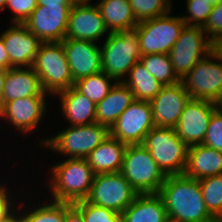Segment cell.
I'll use <instances>...</instances> for the list:
<instances>
[{
    "instance_id": "6da1fadb",
    "label": "cell",
    "mask_w": 222,
    "mask_h": 222,
    "mask_svg": "<svg viewBox=\"0 0 222 222\" xmlns=\"http://www.w3.org/2000/svg\"><path fill=\"white\" fill-rule=\"evenodd\" d=\"M158 194L169 218L179 222H214L206 208L199 180L184 174L167 176Z\"/></svg>"
},
{
    "instance_id": "7a4b0ae2",
    "label": "cell",
    "mask_w": 222,
    "mask_h": 222,
    "mask_svg": "<svg viewBox=\"0 0 222 222\" xmlns=\"http://www.w3.org/2000/svg\"><path fill=\"white\" fill-rule=\"evenodd\" d=\"M50 169L54 201L74 204L88 198L95 174L85 158H67Z\"/></svg>"
},
{
    "instance_id": "3957f363",
    "label": "cell",
    "mask_w": 222,
    "mask_h": 222,
    "mask_svg": "<svg viewBox=\"0 0 222 222\" xmlns=\"http://www.w3.org/2000/svg\"><path fill=\"white\" fill-rule=\"evenodd\" d=\"M31 68L48 94L55 95L75 84L61 42H42Z\"/></svg>"
},
{
    "instance_id": "277c9868",
    "label": "cell",
    "mask_w": 222,
    "mask_h": 222,
    "mask_svg": "<svg viewBox=\"0 0 222 222\" xmlns=\"http://www.w3.org/2000/svg\"><path fill=\"white\" fill-rule=\"evenodd\" d=\"M120 173L138 194L159 193L167 177L142 144L126 146Z\"/></svg>"
},
{
    "instance_id": "5b68a950",
    "label": "cell",
    "mask_w": 222,
    "mask_h": 222,
    "mask_svg": "<svg viewBox=\"0 0 222 222\" xmlns=\"http://www.w3.org/2000/svg\"><path fill=\"white\" fill-rule=\"evenodd\" d=\"M142 145L166 176L183 174L187 163L188 146L178 137L175 128L154 127Z\"/></svg>"
},
{
    "instance_id": "8992f818",
    "label": "cell",
    "mask_w": 222,
    "mask_h": 222,
    "mask_svg": "<svg viewBox=\"0 0 222 222\" xmlns=\"http://www.w3.org/2000/svg\"><path fill=\"white\" fill-rule=\"evenodd\" d=\"M138 36L134 31L110 32L101 48L102 71L122 82L141 58Z\"/></svg>"
},
{
    "instance_id": "52a82bcc",
    "label": "cell",
    "mask_w": 222,
    "mask_h": 222,
    "mask_svg": "<svg viewBox=\"0 0 222 222\" xmlns=\"http://www.w3.org/2000/svg\"><path fill=\"white\" fill-rule=\"evenodd\" d=\"M110 135V129L97 122L88 125L68 126L53 138L41 140L43 146L68 158H86Z\"/></svg>"
},
{
    "instance_id": "ba28073f",
    "label": "cell",
    "mask_w": 222,
    "mask_h": 222,
    "mask_svg": "<svg viewBox=\"0 0 222 222\" xmlns=\"http://www.w3.org/2000/svg\"><path fill=\"white\" fill-rule=\"evenodd\" d=\"M185 26L181 17L169 13L138 23L133 31L138 36L141 55L168 54Z\"/></svg>"
},
{
    "instance_id": "9c48e42d",
    "label": "cell",
    "mask_w": 222,
    "mask_h": 222,
    "mask_svg": "<svg viewBox=\"0 0 222 222\" xmlns=\"http://www.w3.org/2000/svg\"><path fill=\"white\" fill-rule=\"evenodd\" d=\"M138 192L119 173L94 175L89 203L122 213L138 196Z\"/></svg>"
},
{
    "instance_id": "30bf717a",
    "label": "cell",
    "mask_w": 222,
    "mask_h": 222,
    "mask_svg": "<svg viewBox=\"0 0 222 222\" xmlns=\"http://www.w3.org/2000/svg\"><path fill=\"white\" fill-rule=\"evenodd\" d=\"M211 50V41L200 26H185L168 53L180 80Z\"/></svg>"
},
{
    "instance_id": "8fae6325",
    "label": "cell",
    "mask_w": 222,
    "mask_h": 222,
    "mask_svg": "<svg viewBox=\"0 0 222 222\" xmlns=\"http://www.w3.org/2000/svg\"><path fill=\"white\" fill-rule=\"evenodd\" d=\"M181 81L191 99L214 103L222 86V63L210 52Z\"/></svg>"
},
{
    "instance_id": "7c38bea8",
    "label": "cell",
    "mask_w": 222,
    "mask_h": 222,
    "mask_svg": "<svg viewBox=\"0 0 222 222\" xmlns=\"http://www.w3.org/2000/svg\"><path fill=\"white\" fill-rule=\"evenodd\" d=\"M154 127L149 101L135 100L110 128V135L126 145L142 144Z\"/></svg>"
},
{
    "instance_id": "4fadbf2b",
    "label": "cell",
    "mask_w": 222,
    "mask_h": 222,
    "mask_svg": "<svg viewBox=\"0 0 222 222\" xmlns=\"http://www.w3.org/2000/svg\"><path fill=\"white\" fill-rule=\"evenodd\" d=\"M71 8L72 5H37L24 24L42 42H62Z\"/></svg>"
},
{
    "instance_id": "5bb4252c",
    "label": "cell",
    "mask_w": 222,
    "mask_h": 222,
    "mask_svg": "<svg viewBox=\"0 0 222 222\" xmlns=\"http://www.w3.org/2000/svg\"><path fill=\"white\" fill-rule=\"evenodd\" d=\"M216 109L213 102L190 99L175 127L178 137L188 147L202 144L212 113Z\"/></svg>"
},
{
    "instance_id": "9a60e30c",
    "label": "cell",
    "mask_w": 222,
    "mask_h": 222,
    "mask_svg": "<svg viewBox=\"0 0 222 222\" xmlns=\"http://www.w3.org/2000/svg\"><path fill=\"white\" fill-rule=\"evenodd\" d=\"M190 99L182 81L163 86L149 101L155 127L175 128Z\"/></svg>"
},
{
    "instance_id": "2e32d148",
    "label": "cell",
    "mask_w": 222,
    "mask_h": 222,
    "mask_svg": "<svg viewBox=\"0 0 222 222\" xmlns=\"http://www.w3.org/2000/svg\"><path fill=\"white\" fill-rule=\"evenodd\" d=\"M90 0H77L70 10L66 38L95 42L110 33L98 7Z\"/></svg>"
},
{
    "instance_id": "e0dca14e",
    "label": "cell",
    "mask_w": 222,
    "mask_h": 222,
    "mask_svg": "<svg viewBox=\"0 0 222 222\" xmlns=\"http://www.w3.org/2000/svg\"><path fill=\"white\" fill-rule=\"evenodd\" d=\"M61 43L74 83L102 71L101 48L96 42L65 38Z\"/></svg>"
},
{
    "instance_id": "ac0fdd59",
    "label": "cell",
    "mask_w": 222,
    "mask_h": 222,
    "mask_svg": "<svg viewBox=\"0 0 222 222\" xmlns=\"http://www.w3.org/2000/svg\"><path fill=\"white\" fill-rule=\"evenodd\" d=\"M1 33L11 68L31 67L42 41L24 23H12Z\"/></svg>"
},
{
    "instance_id": "d6986e66",
    "label": "cell",
    "mask_w": 222,
    "mask_h": 222,
    "mask_svg": "<svg viewBox=\"0 0 222 222\" xmlns=\"http://www.w3.org/2000/svg\"><path fill=\"white\" fill-rule=\"evenodd\" d=\"M46 107V96L19 98L2 105L0 118L10 121L21 133H29L43 119Z\"/></svg>"
},
{
    "instance_id": "ffe728a7",
    "label": "cell",
    "mask_w": 222,
    "mask_h": 222,
    "mask_svg": "<svg viewBox=\"0 0 222 222\" xmlns=\"http://www.w3.org/2000/svg\"><path fill=\"white\" fill-rule=\"evenodd\" d=\"M40 83L39 76L31 67L7 69L4 80L2 105L19 98L47 96Z\"/></svg>"
},
{
    "instance_id": "44dd1931",
    "label": "cell",
    "mask_w": 222,
    "mask_h": 222,
    "mask_svg": "<svg viewBox=\"0 0 222 222\" xmlns=\"http://www.w3.org/2000/svg\"><path fill=\"white\" fill-rule=\"evenodd\" d=\"M184 175L201 180L222 174V152L203 144L188 147Z\"/></svg>"
},
{
    "instance_id": "7402d4cb",
    "label": "cell",
    "mask_w": 222,
    "mask_h": 222,
    "mask_svg": "<svg viewBox=\"0 0 222 222\" xmlns=\"http://www.w3.org/2000/svg\"><path fill=\"white\" fill-rule=\"evenodd\" d=\"M126 144L109 135L85 159L94 174L121 172Z\"/></svg>"
},
{
    "instance_id": "603a6c76",
    "label": "cell",
    "mask_w": 222,
    "mask_h": 222,
    "mask_svg": "<svg viewBox=\"0 0 222 222\" xmlns=\"http://www.w3.org/2000/svg\"><path fill=\"white\" fill-rule=\"evenodd\" d=\"M62 114L71 126L88 125L96 122V104L80 93L74 86L60 91Z\"/></svg>"
},
{
    "instance_id": "cb8c5ba5",
    "label": "cell",
    "mask_w": 222,
    "mask_h": 222,
    "mask_svg": "<svg viewBox=\"0 0 222 222\" xmlns=\"http://www.w3.org/2000/svg\"><path fill=\"white\" fill-rule=\"evenodd\" d=\"M134 101L130 88L123 82H116L107 96L96 104V122L110 129Z\"/></svg>"
},
{
    "instance_id": "d4e9b609",
    "label": "cell",
    "mask_w": 222,
    "mask_h": 222,
    "mask_svg": "<svg viewBox=\"0 0 222 222\" xmlns=\"http://www.w3.org/2000/svg\"><path fill=\"white\" fill-rule=\"evenodd\" d=\"M123 222H165L168 218L162 197L139 194L122 213Z\"/></svg>"
},
{
    "instance_id": "484cf974",
    "label": "cell",
    "mask_w": 222,
    "mask_h": 222,
    "mask_svg": "<svg viewBox=\"0 0 222 222\" xmlns=\"http://www.w3.org/2000/svg\"><path fill=\"white\" fill-rule=\"evenodd\" d=\"M96 6L109 32H130L138 25L129 0H101Z\"/></svg>"
},
{
    "instance_id": "4316f807",
    "label": "cell",
    "mask_w": 222,
    "mask_h": 222,
    "mask_svg": "<svg viewBox=\"0 0 222 222\" xmlns=\"http://www.w3.org/2000/svg\"><path fill=\"white\" fill-rule=\"evenodd\" d=\"M127 76L122 82L130 88L135 100L150 101L164 86L146 70L141 61L135 63Z\"/></svg>"
},
{
    "instance_id": "83f0119b",
    "label": "cell",
    "mask_w": 222,
    "mask_h": 222,
    "mask_svg": "<svg viewBox=\"0 0 222 222\" xmlns=\"http://www.w3.org/2000/svg\"><path fill=\"white\" fill-rule=\"evenodd\" d=\"M103 71L75 82L74 87L95 104L101 102L116 82ZM111 81H113L111 83Z\"/></svg>"
},
{
    "instance_id": "f1b7e54d",
    "label": "cell",
    "mask_w": 222,
    "mask_h": 222,
    "mask_svg": "<svg viewBox=\"0 0 222 222\" xmlns=\"http://www.w3.org/2000/svg\"><path fill=\"white\" fill-rule=\"evenodd\" d=\"M140 61L146 70L164 86L181 81L173 69L168 54L142 55Z\"/></svg>"
},
{
    "instance_id": "f546056e",
    "label": "cell",
    "mask_w": 222,
    "mask_h": 222,
    "mask_svg": "<svg viewBox=\"0 0 222 222\" xmlns=\"http://www.w3.org/2000/svg\"><path fill=\"white\" fill-rule=\"evenodd\" d=\"M26 213L21 214L22 222H65L66 203L53 201Z\"/></svg>"
},
{
    "instance_id": "4dcf8cb0",
    "label": "cell",
    "mask_w": 222,
    "mask_h": 222,
    "mask_svg": "<svg viewBox=\"0 0 222 222\" xmlns=\"http://www.w3.org/2000/svg\"><path fill=\"white\" fill-rule=\"evenodd\" d=\"M205 205L215 218L222 212V174L199 180Z\"/></svg>"
},
{
    "instance_id": "1f68e13d",
    "label": "cell",
    "mask_w": 222,
    "mask_h": 222,
    "mask_svg": "<svg viewBox=\"0 0 222 222\" xmlns=\"http://www.w3.org/2000/svg\"><path fill=\"white\" fill-rule=\"evenodd\" d=\"M135 20L140 23L165 15L171 10V0H129Z\"/></svg>"
},
{
    "instance_id": "d6a6232c",
    "label": "cell",
    "mask_w": 222,
    "mask_h": 222,
    "mask_svg": "<svg viewBox=\"0 0 222 222\" xmlns=\"http://www.w3.org/2000/svg\"><path fill=\"white\" fill-rule=\"evenodd\" d=\"M83 215L85 222H123L122 214L82 200L73 204Z\"/></svg>"
},
{
    "instance_id": "836d02e7",
    "label": "cell",
    "mask_w": 222,
    "mask_h": 222,
    "mask_svg": "<svg viewBox=\"0 0 222 222\" xmlns=\"http://www.w3.org/2000/svg\"><path fill=\"white\" fill-rule=\"evenodd\" d=\"M186 10L189 15L180 16L186 26L203 27L208 20L213 5L205 0H186Z\"/></svg>"
},
{
    "instance_id": "e575fe53",
    "label": "cell",
    "mask_w": 222,
    "mask_h": 222,
    "mask_svg": "<svg viewBox=\"0 0 222 222\" xmlns=\"http://www.w3.org/2000/svg\"><path fill=\"white\" fill-rule=\"evenodd\" d=\"M202 144L222 152V109L217 108L212 113Z\"/></svg>"
},
{
    "instance_id": "d590c367",
    "label": "cell",
    "mask_w": 222,
    "mask_h": 222,
    "mask_svg": "<svg viewBox=\"0 0 222 222\" xmlns=\"http://www.w3.org/2000/svg\"><path fill=\"white\" fill-rule=\"evenodd\" d=\"M6 7L14 12L12 23H24L37 7V0H7Z\"/></svg>"
},
{
    "instance_id": "8d00e7d4",
    "label": "cell",
    "mask_w": 222,
    "mask_h": 222,
    "mask_svg": "<svg viewBox=\"0 0 222 222\" xmlns=\"http://www.w3.org/2000/svg\"><path fill=\"white\" fill-rule=\"evenodd\" d=\"M202 28L210 41L222 35V1L213 6L208 20Z\"/></svg>"
},
{
    "instance_id": "74e56055",
    "label": "cell",
    "mask_w": 222,
    "mask_h": 222,
    "mask_svg": "<svg viewBox=\"0 0 222 222\" xmlns=\"http://www.w3.org/2000/svg\"><path fill=\"white\" fill-rule=\"evenodd\" d=\"M8 188L6 189V186L0 185V222L5 221L8 219L11 215H13L15 212L12 205L14 202L11 203L8 193Z\"/></svg>"
},
{
    "instance_id": "f35d334b",
    "label": "cell",
    "mask_w": 222,
    "mask_h": 222,
    "mask_svg": "<svg viewBox=\"0 0 222 222\" xmlns=\"http://www.w3.org/2000/svg\"><path fill=\"white\" fill-rule=\"evenodd\" d=\"M65 222H85L82 213L70 203H66V220Z\"/></svg>"
},
{
    "instance_id": "ab89813d",
    "label": "cell",
    "mask_w": 222,
    "mask_h": 222,
    "mask_svg": "<svg viewBox=\"0 0 222 222\" xmlns=\"http://www.w3.org/2000/svg\"><path fill=\"white\" fill-rule=\"evenodd\" d=\"M210 52L222 63V35L211 41Z\"/></svg>"
},
{
    "instance_id": "60d3db41",
    "label": "cell",
    "mask_w": 222,
    "mask_h": 222,
    "mask_svg": "<svg viewBox=\"0 0 222 222\" xmlns=\"http://www.w3.org/2000/svg\"><path fill=\"white\" fill-rule=\"evenodd\" d=\"M0 68L6 70L11 68V63L9 62V57L3 44L2 35H0Z\"/></svg>"
},
{
    "instance_id": "b9f144b4",
    "label": "cell",
    "mask_w": 222,
    "mask_h": 222,
    "mask_svg": "<svg viewBox=\"0 0 222 222\" xmlns=\"http://www.w3.org/2000/svg\"><path fill=\"white\" fill-rule=\"evenodd\" d=\"M77 0H37V5H73Z\"/></svg>"
},
{
    "instance_id": "7bdbcfd3",
    "label": "cell",
    "mask_w": 222,
    "mask_h": 222,
    "mask_svg": "<svg viewBox=\"0 0 222 222\" xmlns=\"http://www.w3.org/2000/svg\"><path fill=\"white\" fill-rule=\"evenodd\" d=\"M6 69L0 68V110L2 108V95H3V87H4V80L6 77Z\"/></svg>"
},
{
    "instance_id": "ee69618b",
    "label": "cell",
    "mask_w": 222,
    "mask_h": 222,
    "mask_svg": "<svg viewBox=\"0 0 222 222\" xmlns=\"http://www.w3.org/2000/svg\"><path fill=\"white\" fill-rule=\"evenodd\" d=\"M3 222H22L21 213L20 214L14 213L13 215H11L8 219H6Z\"/></svg>"
},
{
    "instance_id": "f6af8a7d",
    "label": "cell",
    "mask_w": 222,
    "mask_h": 222,
    "mask_svg": "<svg viewBox=\"0 0 222 222\" xmlns=\"http://www.w3.org/2000/svg\"><path fill=\"white\" fill-rule=\"evenodd\" d=\"M214 105H215L216 108L222 109V86H221V89L219 91V95H218L217 99L214 102Z\"/></svg>"
},
{
    "instance_id": "bcb514c9",
    "label": "cell",
    "mask_w": 222,
    "mask_h": 222,
    "mask_svg": "<svg viewBox=\"0 0 222 222\" xmlns=\"http://www.w3.org/2000/svg\"><path fill=\"white\" fill-rule=\"evenodd\" d=\"M7 0H0V10H4L6 6Z\"/></svg>"
},
{
    "instance_id": "7dc6e473",
    "label": "cell",
    "mask_w": 222,
    "mask_h": 222,
    "mask_svg": "<svg viewBox=\"0 0 222 222\" xmlns=\"http://www.w3.org/2000/svg\"><path fill=\"white\" fill-rule=\"evenodd\" d=\"M214 222H222V212L214 218Z\"/></svg>"
},
{
    "instance_id": "c3c4849f",
    "label": "cell",
    "mask_w": 222,
    "mask_h": 222,
    "mask_svg": "<svg viewBox=\"0 0 222 222\" xmlns=\"http://www.w3.org/2000/svg\"><path fill=\"white\" fill-rule=\"evenodd\" d=\"M205 1H209L211 5L215 6L216 4L220 3L222 0H205Z\"/></svg>"
},
{
    "instance_id": "681fc988",
    "label": "cell",
    "mask_w": 222,
    "mask_h": 222,
    "mask_svg": "<svg viewBox=\"0 0 222 222\" xmlns=\"http://www.w3.org/2000/svg\"><path fill=\"white\" fill-rule=\"evenodd\" d=\"M165 222H179V221L174 220V219H171V218L168 217V218L165 220Z\"/></svg>"
}]
</instances>
